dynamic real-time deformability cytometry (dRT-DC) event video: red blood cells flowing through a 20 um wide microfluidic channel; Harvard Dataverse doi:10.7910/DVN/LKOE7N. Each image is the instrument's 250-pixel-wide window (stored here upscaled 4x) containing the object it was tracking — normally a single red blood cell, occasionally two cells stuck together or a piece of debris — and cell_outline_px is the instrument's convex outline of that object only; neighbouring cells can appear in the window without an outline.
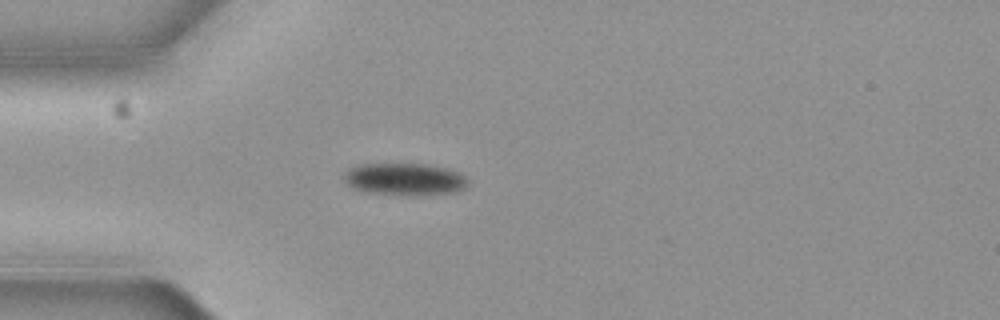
{"species": "common noctule bat (a hibernating species)", "species_latin": "Nyctalus noctula", "temperature_condition": "cold", "stored_images_in_passage": 1, "camera_frame_rate_fps": 3000, "um_per_image_px": 0.085, "animal": {"sex": "female", "body_mass_g": 19.3, "forearm_length_mm": 54.1}, "frame": {"image": 1, "passage_image": 1, "time_ms": 0.0, "image_size_px": [1000, 320], "cell_outline_px": [[468, 184], [464, 188], [456, 192], [368, 192], [352, 188], [344, 180], [344, 172], [348, 168], [360, 164], [424, 164], [444, 168], [460, 172], [468, 180]], "centroid_in_image_um": [34.35, 15.17], "position_along_channel_um": 50.6, "area_um2": 22.08}}